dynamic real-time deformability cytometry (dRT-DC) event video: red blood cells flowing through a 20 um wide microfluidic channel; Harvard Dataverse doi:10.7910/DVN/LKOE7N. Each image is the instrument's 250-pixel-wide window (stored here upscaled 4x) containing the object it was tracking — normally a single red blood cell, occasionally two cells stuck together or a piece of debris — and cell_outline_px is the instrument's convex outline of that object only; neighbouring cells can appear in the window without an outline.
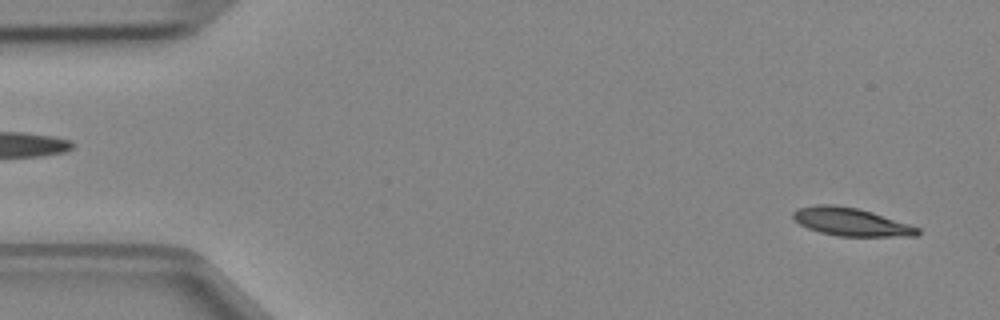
{"species": "Egyptian fruit bat (a non-hibernating species)", "species_latin": "Rousettus aegyptiacus", "temperature_condition": "cold", "stored_images_in_passage": 4, "segment_of_instrument_passage": [2, 2], "camera_frame_rate_fps": 3000, "um_per_image_px": 0.085, "animal": {"sex": "female"}, "frame": {"image": 1, "passage_image": 4, "time_ms": 1.0, "image_size_px": [1000, 320], "cell_outline_px": [[920, 232], [916, 236], [840, 236], [820, 232], [808, 228], [800, 224], [792, 216], [792, 212], [796, 208], [816, 204], [832, 204], [856, 208], [872, 212], [920, 228]], "centroid_in_image_um": [72.3, 18.85], "position_along_channel_um": 12.7, "area_um2": 20.17}}